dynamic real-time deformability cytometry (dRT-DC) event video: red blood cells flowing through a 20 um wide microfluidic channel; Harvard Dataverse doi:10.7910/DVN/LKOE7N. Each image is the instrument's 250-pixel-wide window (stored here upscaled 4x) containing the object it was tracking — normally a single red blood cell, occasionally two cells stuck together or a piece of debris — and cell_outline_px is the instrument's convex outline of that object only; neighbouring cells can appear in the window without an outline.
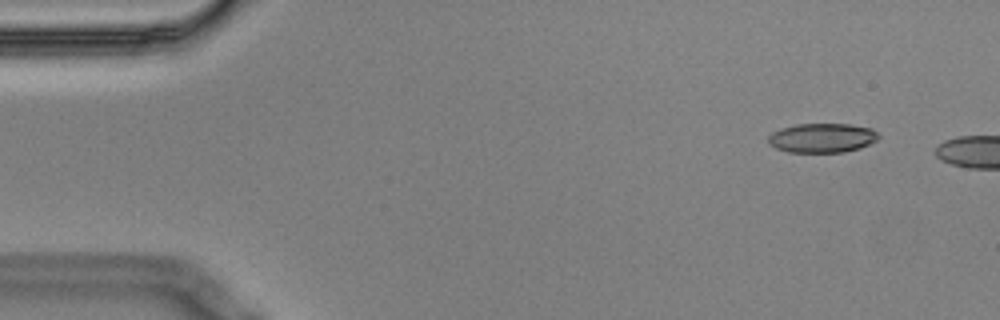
{"species": "Egyptian fruit bat (a non-hibernating species)", "species_latin": "Rousettus aegyptiacus", "temperature_condition": "cold", "stored_images_in_passage": 3, "camera_frame_rate_fps": 3000, "um_per_image_px": 0.085, "animal": {"sex": "male"}, "frame": {"image": 1, "passage_image": 2, "time_ms": 0.333, "image_size_px": [1000, 320], "cell_outline_px": [[880, 136], [876, 140], [860, 148], [844, 152], [788, 152], [776, 148], [768, 144], [768, 136], [772, 132], [780, 128], [796, 124], [848, 124], [872, 128]], "centroid_in_image_um": [69.85, 11.72], "position_along_channel_um": 15.1, "area_um2": 18.9}}